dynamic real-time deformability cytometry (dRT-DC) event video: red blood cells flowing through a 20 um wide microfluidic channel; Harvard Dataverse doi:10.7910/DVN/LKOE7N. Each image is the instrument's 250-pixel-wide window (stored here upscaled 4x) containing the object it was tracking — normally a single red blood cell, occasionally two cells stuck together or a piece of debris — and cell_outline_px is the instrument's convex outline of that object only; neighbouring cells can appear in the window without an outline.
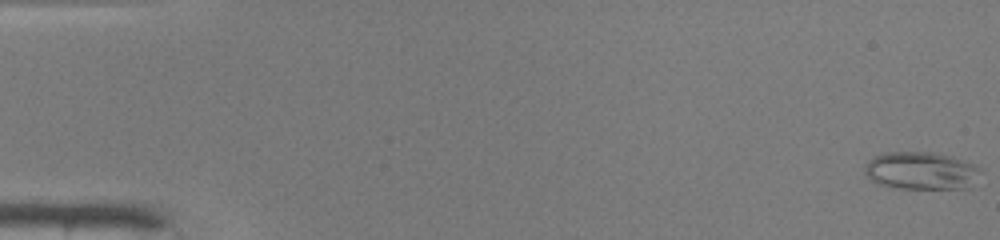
{"species": "common noctule bat (a hibernating species)", "species_latin": "Nyctalus noctula", "temperature_condition": "warm", "stored_images_in_passage": 49, "camera_frame_rate_fps": 3000, "um_per_image_px": 0.085, "animal": {"sex": "male", "body_mass_g": 19.0, "forearm_length_mm": 50.8}, "frame": {"image": 1, "passage_image": 1, "time_ms": 0.0, "image_size_px": [1000, 240], "cell_outline_px": [[984, 172], [972, 188], [900, 188], [876, 184], [864, 172], [864, 164], [868, 160], [876, 156], [888, 152], [932, 152], [952, 156], [976, 164], [984, 168]], "centroid_in_image_um": [78.39, 14.51], "position_along_channel_um": 6.6, "area_um2": 26.01}}
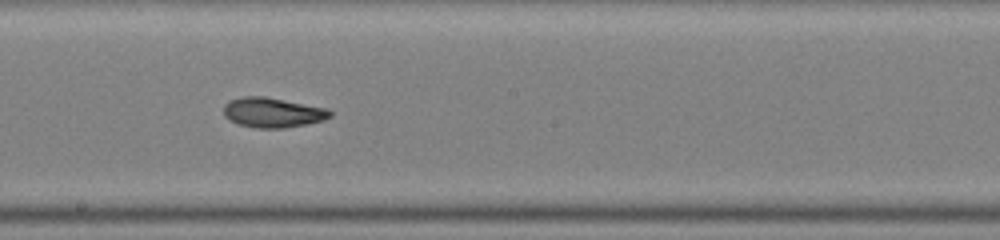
{"frame": {"image": 2, "passage_image": 28, "time_ms": 9.0, "image_size_px": [1000, 240], "cell_outline_px": [[332, 116], [324, 120], [284, 128], [256, 128], [240, 124], [228, 120], [224, 116], [224, 104], [228, 100], [244, 96], [264, 96], [328, 108], [332, 112]], "centroid_in_image_um": [23.16, 9.55], "position_along_channel_um": 225.0, "area_um2": 18.61}}
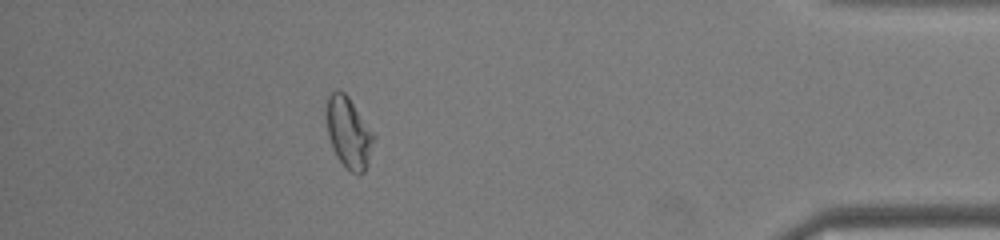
{"frame": {"image": 3, "passage_image": 44, "time_ms": 14.333, "image_size_px": [1000, 240], "cell_outline_px": [[376, 140], [368, 164], [364, 172], [352, 172], [336, 156], [332, 148], [328, 136], [324, 112], [328, 96], [336, 88], [344, 92], [348, 96], [376, 136]], "centroid_in_image_um": [29.62, 11.23], "position_along_channel_um": 405.6, "area_um2": 19.88}, "authors_computed_cell_mechanics": {"area_um2": 19.4786, "velocity_mm_per_s": 4.1976, "shape_relaxation_time_tau1_ms": 4.8172, "shape_relaxation_time_tau2_ms": 2.4382, "deformation_change_tau1": 0.1737, "deformation_change_tau2": 0.088}}